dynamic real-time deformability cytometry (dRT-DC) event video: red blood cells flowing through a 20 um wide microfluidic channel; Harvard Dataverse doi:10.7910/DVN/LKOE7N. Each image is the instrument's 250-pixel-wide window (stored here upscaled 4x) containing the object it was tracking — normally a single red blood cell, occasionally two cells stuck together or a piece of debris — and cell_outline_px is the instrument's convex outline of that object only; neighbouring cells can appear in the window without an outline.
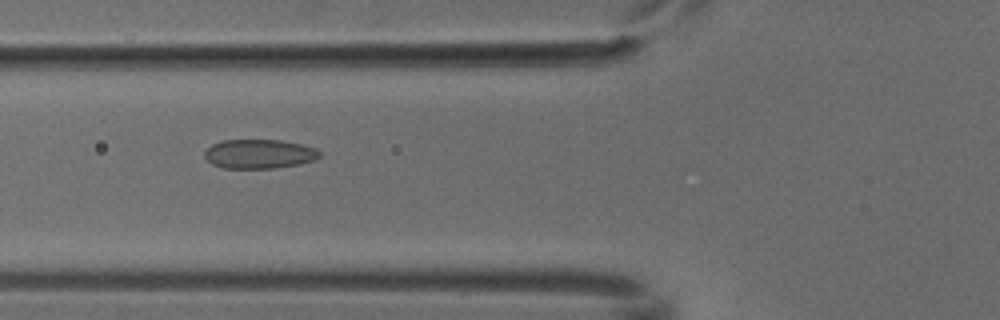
{"species": "common noctule bat (a hibernating species)", "species_latin": "Nyctalus noctula", "temperature_condition": "cold", "stored_images_in_passage": 5, "camera_frame_rate_fps": 3000, "um_per_image_px": 0.085, "animal": {"sex": "male", "body_mass_g": 18.8}, "frame": {"image": 1, "passage_image": 4, "time_ms": 1.0, "image_size_px": [1000, 320], "cell_outline_px": [[320, 156], [316, 160], [300, 164], [276, 168], [224, 168], [212, 164], [204, 156], [204, 152], [212, 144], [224, 140], [280, 140], [300, 144], [316, 148], [320, 152]], "centroid_in_image_um": [22.05, 13.09], "position_along_channel_um": 103.7, "area_um2": 19.59}}
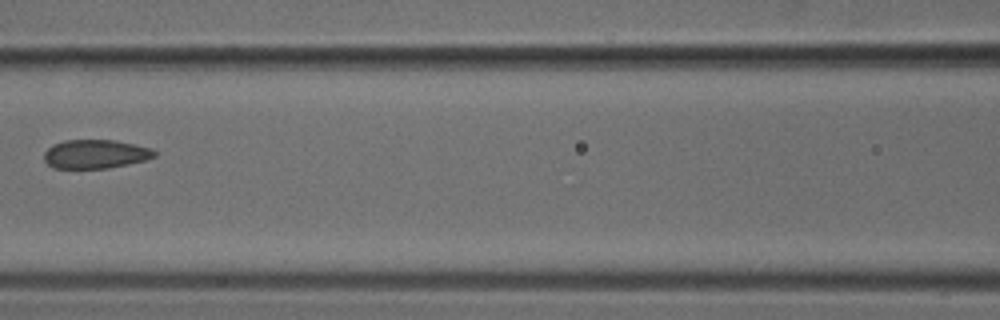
{"frame": {"image": 2, "passage_image": 5, "time_ms": 1.333, "image_size_px": [1000, 320], "cell_outline_px": [[156, 156], [144, 160], [128, 164], [108, 168], [52, 168], [44, 160], [44, 152], [52, 144], [64, 140], [116, 140], [152, 148], [156, 152]], "centroid_in_image_um": [8.1, 13.09], "position_along_channel_um": 158.5, "area_um2": 18.61}}